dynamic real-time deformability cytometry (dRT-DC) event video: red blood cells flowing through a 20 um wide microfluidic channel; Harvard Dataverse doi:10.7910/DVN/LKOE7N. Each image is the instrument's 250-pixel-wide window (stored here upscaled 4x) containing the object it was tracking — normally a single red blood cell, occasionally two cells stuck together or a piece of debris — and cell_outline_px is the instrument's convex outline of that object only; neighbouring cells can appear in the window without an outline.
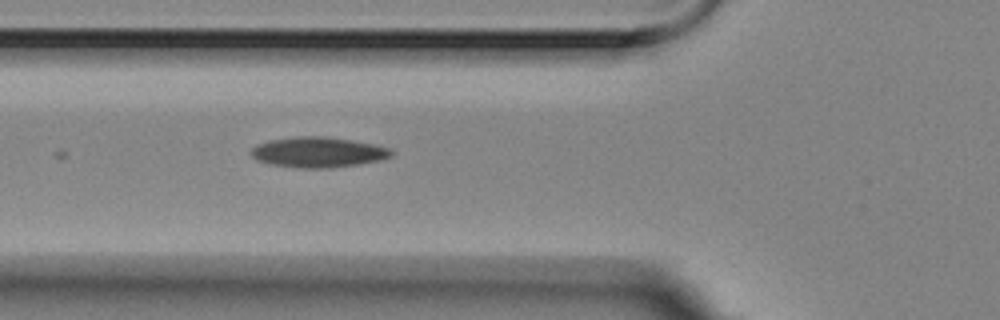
{"species": "Egyptian fruit bat (a non-hibernating species)", "species_latin": "Rousettus aegyptiacus", "temperature_condition": "room temperature", "stored_images_in_passage": 2, "camera_frame_rate_fps": 3000, "um_per_image_px": 0.085, "animal": {"sex": "female"}, "frame": {"image": 1, "passage_image": 2, "time_ms": 0.333, "image_size_px": [1000, 320], "cell_outline_px": [[392, 156], [380, 160], [356, 164], [328, 168], [300, 168], [272, 164], [256, 160], [252, 156], [252, 148], [256, 144], [268, 140], [292, 136], [324, 136], [352, 140], [376, 144], [388, 148], [392, 152]], "centroid_in_image_um": [27.01, 12.92], "position_along_channel_um": 98.8, "area_um2": 24.8}}